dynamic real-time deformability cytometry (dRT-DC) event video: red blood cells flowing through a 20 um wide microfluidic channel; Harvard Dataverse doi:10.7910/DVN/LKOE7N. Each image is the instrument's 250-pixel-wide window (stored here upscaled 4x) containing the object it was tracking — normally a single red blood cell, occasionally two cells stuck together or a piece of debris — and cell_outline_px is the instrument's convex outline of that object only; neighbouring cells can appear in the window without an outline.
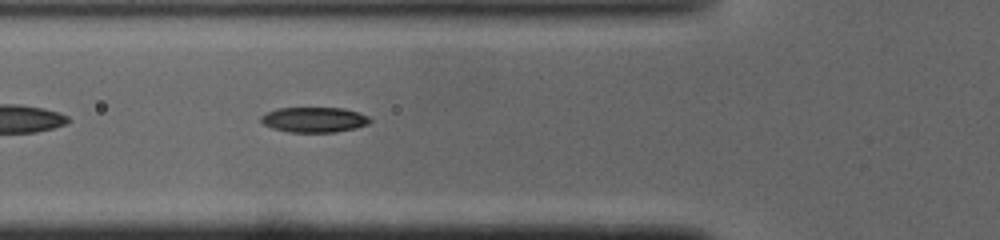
{"species": "common noctule bat (a hibernating species)", "species_latin": "Nyctalus noctula", "temperature_condition": "cold", "stored_images_in_passage": 36, "camera_frame_rate_fps": 3000, "um_per_image_px": 0.085, "animal": {"sex": "male", "body_mass_g": 19.0, "forearm_length_mm": 50.8}, "frame": {"image": 1, "passage_image": 6, "time_ms": 1.667, "image_size_px": [1000, 240], "cell_outline_px": [[372, 120], [368, 124], [356, 128], [336, 132], [288, 132], [272, 128], [264, 124], [260, 120], [260, 116], [268, 112], [280, 108], [344, 108], [360, 112], [368, 116]], "centroid_in_image_um": [26.73, 10.17], "position_along_channel_um": 99.1, "area_um2": 16.07}}
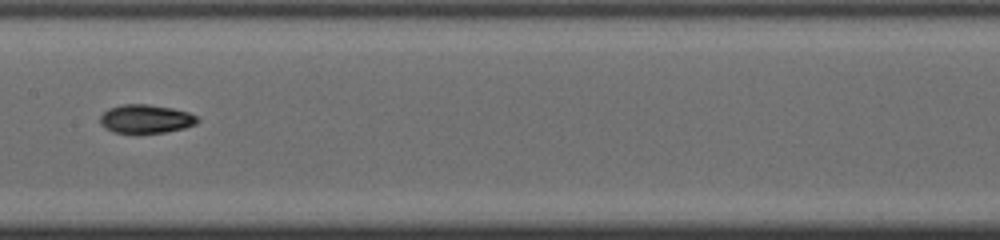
{"frame": {"image": 2, "passage_image": 13, "time_ms": 4.0, "image_size_px": [1000, 240], "cell_outline_px": [[200, 120], [196, 124], [184, 128], [164, 132], [112, 132], [104, 128], [100, 124], [100, 116], [108, 108], [120, 104], [148, 104], [172, 108], [188, 112], [196, 116]], "centroid_in_image_um": [12.37, 10.09], "position_along_channel_um": 195.0, "area_um2": 16.18}}
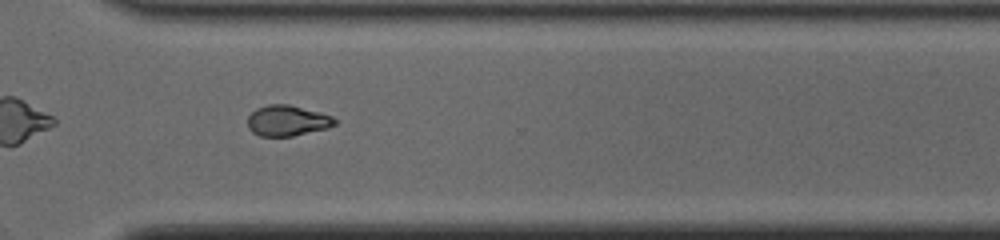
{"frame": {"image": 3, "passage_image": 24, "time_ms": 7.667, "image_size_px": [1000, 240], "cell_outline_px": [[336, 124], [328, 128], [292, 136], [260, 136], [252, 132], [248, 128], [248, 116], [256, 108], [268, 104], [288, 104], [320, 112], [332, 116], [336, 120]], "centroid_in_image_um": [24.41, 10.25], "position_along_channel_um": 346.2, "area_um2": 15.61}, "authors_computed_cell_mechanics": {"area_um2": 16.0106, "velocity_mm_per_s": 4.103, "shape_relaxation_time_tau1_ms": 4.149, "shape_relaxation_time_tau2_ms": 7.8677, "deformation_change_tau1": 0.1683, "deformation_change_tau2": 0.1167}}